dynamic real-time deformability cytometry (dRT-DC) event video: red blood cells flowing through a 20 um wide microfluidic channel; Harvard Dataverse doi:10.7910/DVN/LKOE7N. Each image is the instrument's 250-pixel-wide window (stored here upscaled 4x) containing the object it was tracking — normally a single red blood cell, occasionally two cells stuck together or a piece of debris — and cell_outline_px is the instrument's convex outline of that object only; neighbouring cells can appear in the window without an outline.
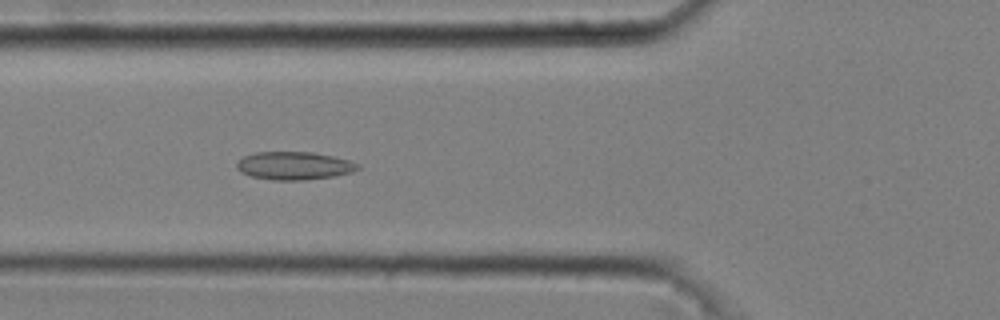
{"species": "common noctule bat (a hibernating species)", "species_latin": "Nyctalus noctula", "temperature_condition": "cold", "stored_images_in_passage": 29, "camera_frame_rate_fps": 3000, "um_per_image_px": 0.085, "animal": {"sex": "male", "body_mass_g": 20.4}, "frame": {"image": 1, "passage_image": 10, "time_ms": 3.0, "image_size_px": [1000, 320], "cell_outline_px": [[360, 168], [352, 172], [336, 176], [304, 180], [272, 180], [252, 176], [240, 172], [236, 168], [236, 164], [244, 156], [256, 152], [312, 152], [332, 156], [348, 160], [360, 164]], "centroid_in_image_um": [25.01, 14.09], "position_along_channel_um": 100.8, "area_um2": 19.77}}
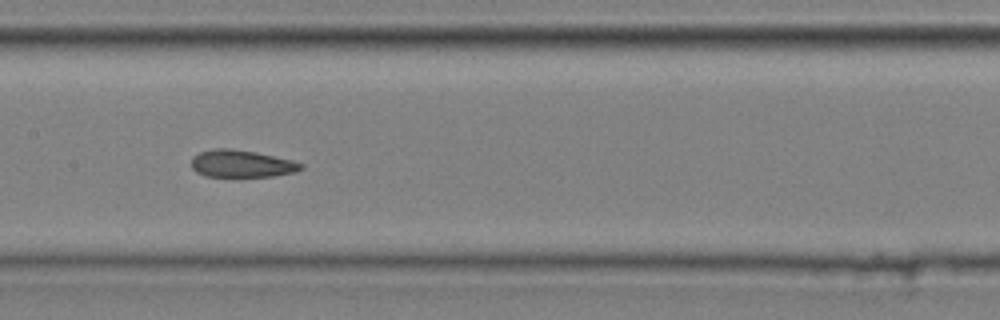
{"frame": {"image": 2, "passage_image": 17, "time_ms": 5.333, "image_size_px": [1000, 320], "cell_outline_px": [[304, 168], [296, 172], [272, 176], [204, 176], [196, 172], [192, 168], [192, 156], [200, 152], [212, 148], [232, 148], [256, 152], [292, 160], [304, 164]], "centroid_in_image_um": [20.53, 13.9], "position_along_channel_um": 186.9, "area_um2": 17.51}}
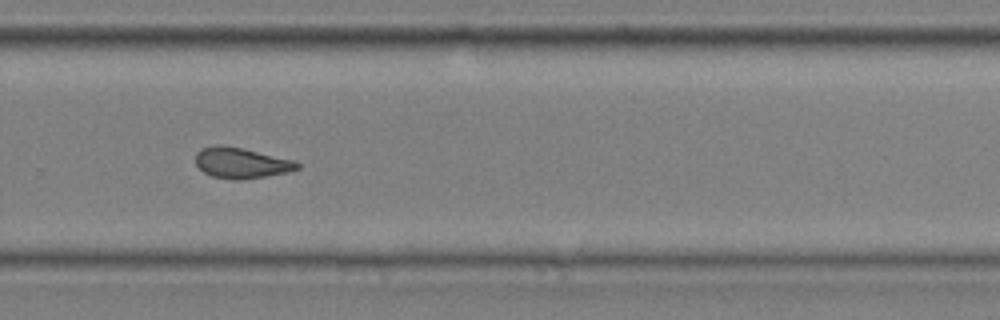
{"frame": {"image": 3, "passage_image": 27, "time_ms": 8.667, "image_size_px": [1000, 320], "cell_outline_px": [[300, 168], [288, 172], [240, 180], [232, 180], [212, 176], [204, 172], [196, 164], [196, 152], [200, 148], [216, 144], [220, 144], [244, 148], [296, 160], [300, 164]], "centroid_in_image_um": [20.51, 13.83], "position_along_channel_um": 309.3, "area_um2": 18.44}}